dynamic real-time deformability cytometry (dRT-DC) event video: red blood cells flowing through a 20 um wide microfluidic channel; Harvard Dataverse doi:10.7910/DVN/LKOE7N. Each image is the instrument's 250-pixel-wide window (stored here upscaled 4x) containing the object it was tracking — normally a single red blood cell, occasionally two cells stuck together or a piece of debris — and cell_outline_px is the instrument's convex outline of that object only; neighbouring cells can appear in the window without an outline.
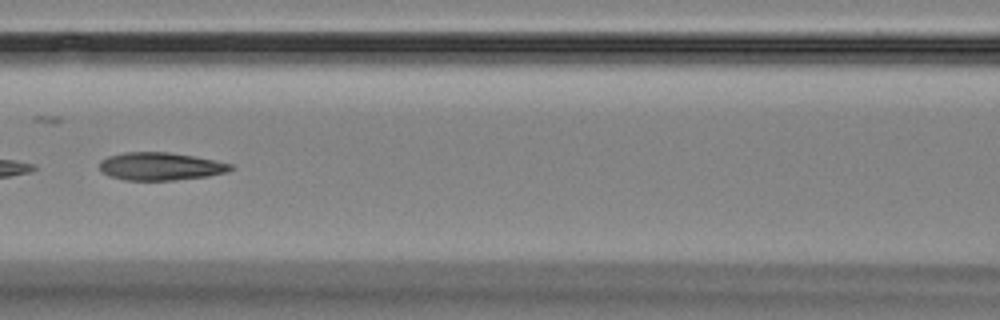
{"species": "Egyptian fruit bat (a non-hibernating species)", "species_latin": "Rousettus aegyptiacus", "temperature_condition": "room temperature", "stored_images_in_passage": 10, "camera_frame_rate_fps": 3000, "um_per_image_px": 0.085, "animal": {"sex": "female"}, "frame": {"image": 1, "passage_image": 6, "time_ms": 5.667, "image_size_px": [1000, 320], "cell_outline_px": [[236, 168], [228, 172], [208, 176], [172, 180], [124, 180], [108, 176], [100, 168], [100, 160], [108, 156], [124, 152], [168, 152], [192, 156], [232, 164]], "centroid_in_image_um": [13.64, 14.14], "position_along_channel_um": 153.0, "area_um2": 21.21}}
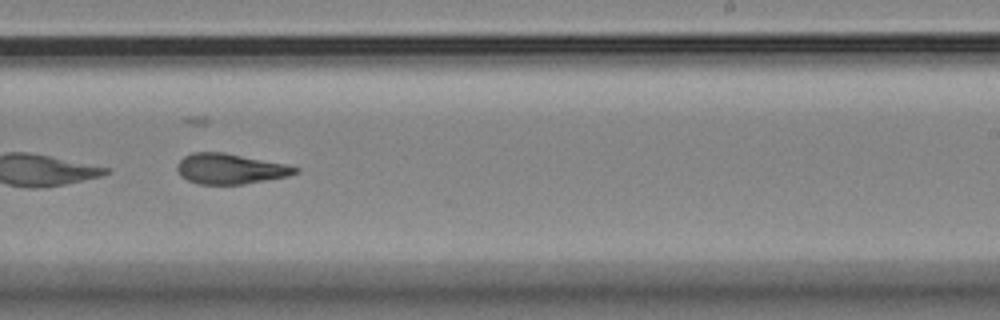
{"frame": {"image": 2, "passage_image": 9, "time_ms": 9.0, "image_size_px": [1000, 320], "cell_outline_px": [[300, 172], [288, 176], [244, 184], [200, 184], [188, 180], [180, 176], [176, 168], [176, 164], [184, 156], [192, 152], [224, 152], [284, 164], [300, 168]], "centroid_in_image_um": [19.54, 14.34], "position_along_channel_um": 269.5, "area_um2": 20.87}}
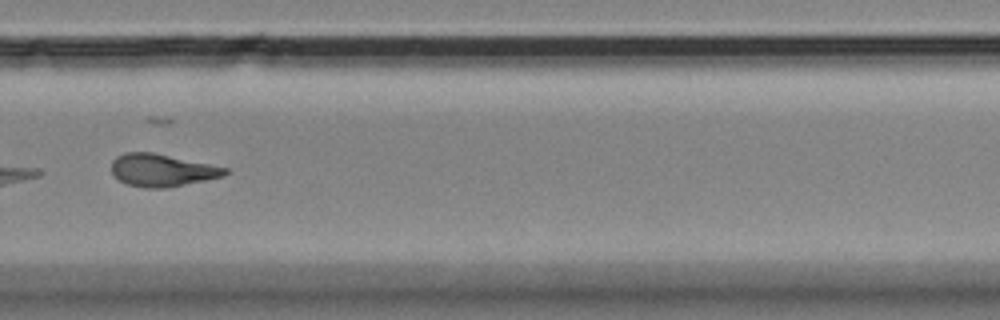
{"frame": {"image": 3, "passage_image": 10, "time_ms": 10.333, "image_size_px": [1000, 320], "cell_outline_px": [[232, 172], [224, 176], [168, 188], [144, 188], [128, 184], [120, 180], [112, 172], [112, 160], [116, 156], [124, 152], [152, 152], [228, 168]], "centroid_in_image_um": [13.79, 14.47], "position_along_channel_um": 316.0, "area_um2": 21.5}}